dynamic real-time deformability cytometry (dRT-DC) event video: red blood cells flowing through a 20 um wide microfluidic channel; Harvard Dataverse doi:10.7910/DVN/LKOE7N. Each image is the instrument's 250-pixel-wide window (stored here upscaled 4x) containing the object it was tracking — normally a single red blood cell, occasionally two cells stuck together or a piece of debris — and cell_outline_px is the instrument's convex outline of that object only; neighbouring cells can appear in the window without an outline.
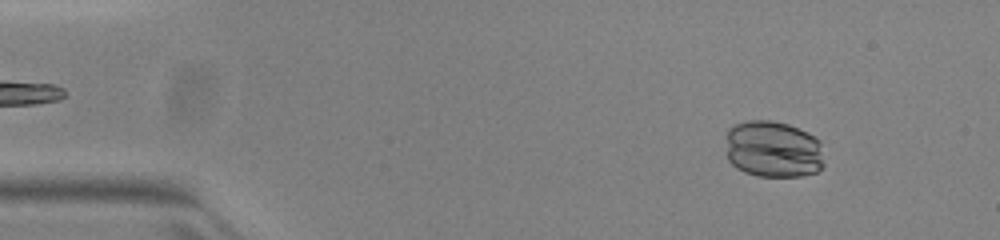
{"species": "common noctule bat (a hibernating species)", "species_latin": "Nyctalus noctula", "temperature_condition": "warm", "stored_images_in_passage": 52, "camera_frame_rate_fps": 3000, "um_per_image_px": 0.085, "animal": {"sex": "female", "body_mass_g": 23.0, "forearm_length_mm": 53.4}, "frame": {"image": 1, "passage_image": 6, "time_ms": 1.667, "image_size_px": [1000, 240], "cell_outline_px": [[824, 164], [816, 172], [800, 176], [756, 176], [744, 172], [736, 168], [728, 160], [728, 128], [736, 124], [748, 120], [772, 120], [788, 124], [820, 140]], "centroid_in_image_um": [65.72, 12.69], "position_along_channel_um": 19.3, "area_um2": 32.48}}